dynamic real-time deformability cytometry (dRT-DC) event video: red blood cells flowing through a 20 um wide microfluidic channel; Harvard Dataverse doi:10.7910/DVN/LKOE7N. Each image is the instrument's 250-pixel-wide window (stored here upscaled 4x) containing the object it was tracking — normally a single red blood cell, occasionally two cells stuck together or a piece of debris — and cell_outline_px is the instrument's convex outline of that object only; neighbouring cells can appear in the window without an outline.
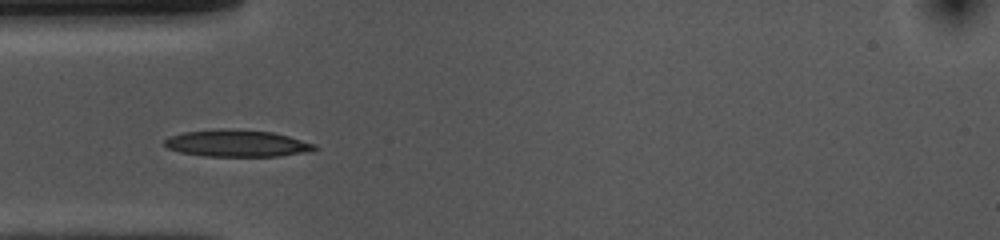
{"species": "common noctule bat (a hibernating species)", "species_latin": "Nyctalus noctula", "temperature_condition": "cold", "stored_images_in_passage": 39, "camera_frame_rate_fps": 3000, "um_per_image_px": 0.085, "animal": {"sex": "female", "body_mass_g": 10.0, "forearm_length_mm": 53.1}, "frame": {"image": 1, "passage_image": 1, "time_ms": 0.0, "image_size_px": [1000, 240], "cell_outline_px": [[320, 148], [304, 152], [280, 156], [204, 156], [180, 152], [168, 148], [164, 144], [164, 140], [168, 136], [184, 132], [220, 128], [224, 128], [272, 132], [288, 136], [316, 144]], "centroid_in_image_um": [20.12, 12.18], "position_along_channel_um": 64.9, "area_um2": 23.52}}
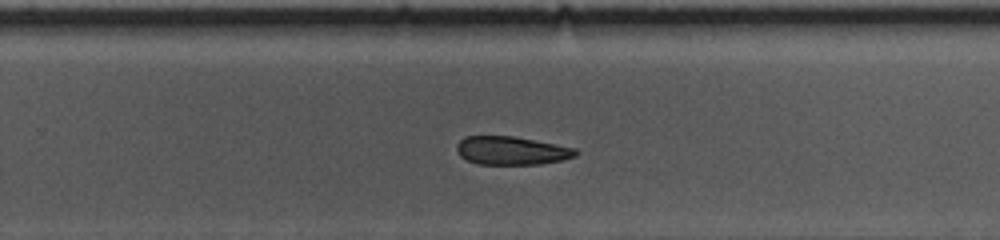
{"frame": {"image": 2, "passage_image": 19, "time_ms": 6.0, "image_size_px": [1000, 240], "cell_outline_px": [[580, 152], [576, 156], [564, 160], [540, 164], [476, 164], [460, 156], [456, 152], [456, 144], [464, 136], [512, 136], [556, 144], [576, 148]], "centroid_in_image_um": [43.49, 12.8], "position_along_channel_um": 286.3, "area_um2": 19.83}}
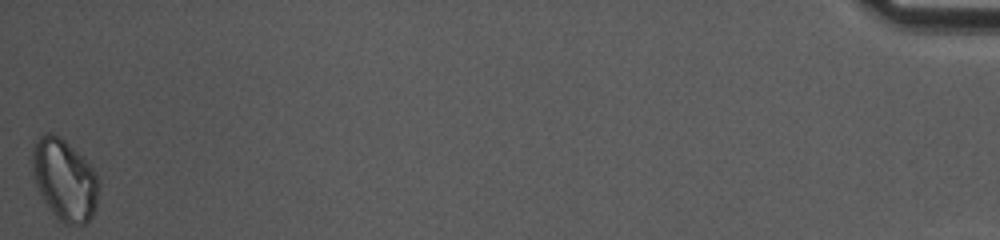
{"frame": {"image": 3, "passage_image": 39, "time_ms": 12.667, "image_size_px": [1000, 240], "cell_outline_px": [[100, 188], [96, 208], [92, 216], [84, 224], [64, 224], [56, 220], [44, 200], [36, 184], [32, 172], [32, 148], [36, 140], [44, 132], [52, 132], [60, 136], [96, 172], [100, 184]], "centroid_in_image_um": [5.48, 15.29], "position_along_channel_um": 429.7, "area_um2": 31.62}, "authors_computed_cell_mechanics": {"area_um2": 22.0218, "velocity_mm_per_s": 3.6911, "shape_relaxation_time_tau1_ms": 4.1881, "shape_relaxation_time_tau2_ms": null, "deformation_change_tau1": 0.1162, "deformation_change_tau2": null}}